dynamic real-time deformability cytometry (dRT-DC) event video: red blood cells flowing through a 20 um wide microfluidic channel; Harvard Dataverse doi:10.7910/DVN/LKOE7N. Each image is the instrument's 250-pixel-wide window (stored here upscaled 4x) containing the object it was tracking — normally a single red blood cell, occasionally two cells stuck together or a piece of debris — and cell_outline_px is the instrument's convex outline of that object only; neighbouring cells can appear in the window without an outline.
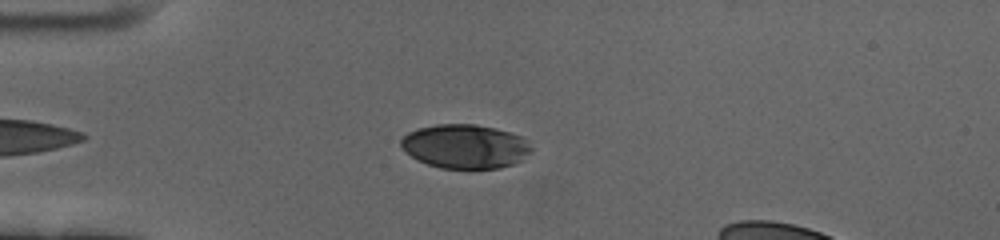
{"species": "human", "species_latin": "Homo sapiens", "temperature_condition": "cold", "stored_images_in_passage": 44, "camera_frame_rate_fps": 3000, "um_per_image_px": 0.085, "donor": {"sex": "female"}, "frame": {"image": 1, "passage_image": 8, "time_ms": 2.333, "image_size_px": [1000, 240], "cell_outline_px": [[532, 152], [520, 160], [512, 164], [500, 168], [440, 168], [428, 164], [404, 152], [400, 144], [400, 140], [408, 132], [420, 128], [436, 124], [476, 124], [496, 128], [520, 136], [532, 148]], "centroid_in_image_um": [39.52, 12.44], "position_along_channel_um": 45.5, "area_um2": 33.23}}
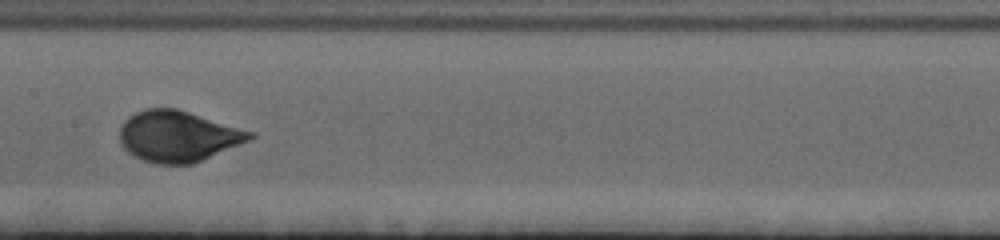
{"frame": {"image": 2, "passage_image": 23, "time_ms": 7.333, "image_size_px": [1000, 240], "cell_outline_px": [[256, 136], [248, 140], [192, 164], [156, 164], [144, 160], [128, 152], [124, 148], [120, 140], [120, 128], [124, 120], [128, 116], [144, 108], [176, 108], [256, 132]], "centroid_in_image_um": [15.12, 11.56], "position_along_channel_um": 192.3, "area_um2": 38.44}}
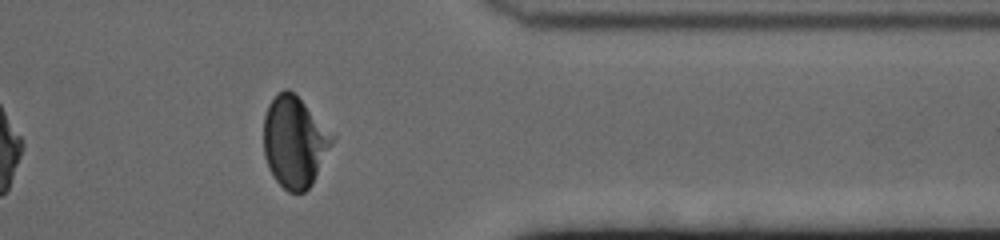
{"frame": {"image": 3, "passage_image": 41, "time_ms": 13.333, "image_size_px": [1000, 240], "cell_outline_px": [[336, 140], [312, 184], [304, 192], [288, 192], [276, 180], [268, 168], [264, 156], [264, 116], [268, 104], [284, 88], [288, 88], [336, 136]], "centroid_in_image_um": [25.05, 12.08], "position_along_channel_um": 386.4, "area_um2": 36.36}, "authors_computed_cell_mechanics": {"area_um2": 36.6452, "velocity_mm_per_s": 3.4149, "shape_relaxation_time_tau1_ms": 3.1032, "shape_relaxation_time_tau2_ms": null, "deformation_change_tau1": 0.1345, "deformation_change_tau2": null}}